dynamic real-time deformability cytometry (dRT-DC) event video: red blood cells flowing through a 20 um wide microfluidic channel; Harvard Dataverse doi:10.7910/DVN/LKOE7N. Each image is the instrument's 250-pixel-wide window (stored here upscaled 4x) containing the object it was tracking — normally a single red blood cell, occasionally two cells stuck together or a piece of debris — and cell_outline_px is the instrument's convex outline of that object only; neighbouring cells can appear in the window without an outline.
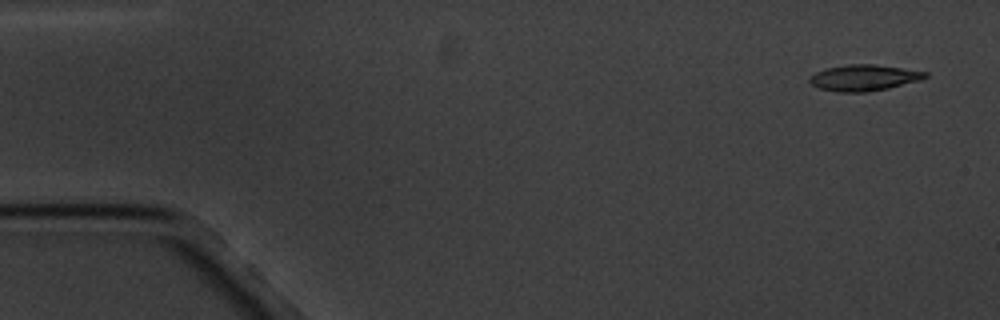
{"species": "common noctule bat (a hibernating species)", "species_latin": "Nyctalus noctula", "temperature_condition": "cold", "stored_images_in_passage": 5, "camera_frame_rate_fps": 3000, "um_per_image_px": 0.085, "animal": {"sex": "male", "body_mass_g": 20.1, "forearm_length_mm": 53.5}, "frame": {"image": 1, "passage_image": 1, "time_ms": 0.0, "image_size_px": [1000, 320], "cell_outline_px": [[928, 76], [920, 80], [888, 88], [868, 92], [836, 92], [820, 88], [812, 84], [808, 80], [816, 72], [828, 68], [848, 64], [876, 64], [928, 72]], "centroid_in_image_um": [73.45, 6.61], "position_along_channel_um": 11.5, "area_um2": 17.46}}
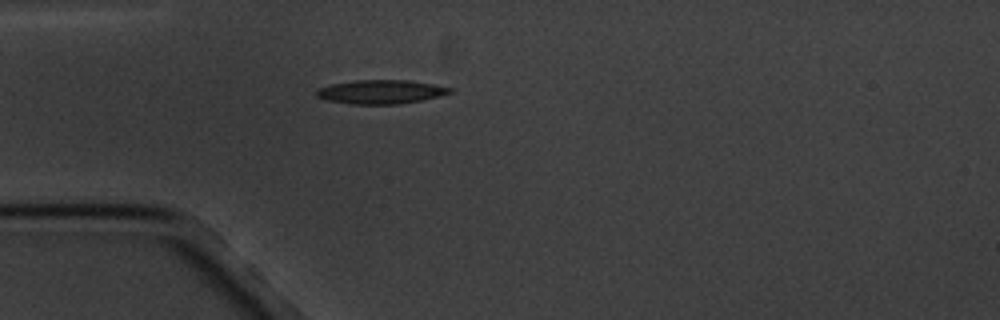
{"frame": {"image": 2, "passage_image": 5, "time_ms": 4.333, "image_size_px": [1000, 320], "cell_outline_px": [[452, 92], [440, 96], [424, 100], [400, 104], [352, 104], [328, 100], [316, 96], [316, 88], [332, 84], [356, 80], [408, 80], [432, 84], [452, 88]], "centroid_in_image_um": [32.38, 7.81], "position_along_channel_um": 52.6, "area_um2": 18.55}}